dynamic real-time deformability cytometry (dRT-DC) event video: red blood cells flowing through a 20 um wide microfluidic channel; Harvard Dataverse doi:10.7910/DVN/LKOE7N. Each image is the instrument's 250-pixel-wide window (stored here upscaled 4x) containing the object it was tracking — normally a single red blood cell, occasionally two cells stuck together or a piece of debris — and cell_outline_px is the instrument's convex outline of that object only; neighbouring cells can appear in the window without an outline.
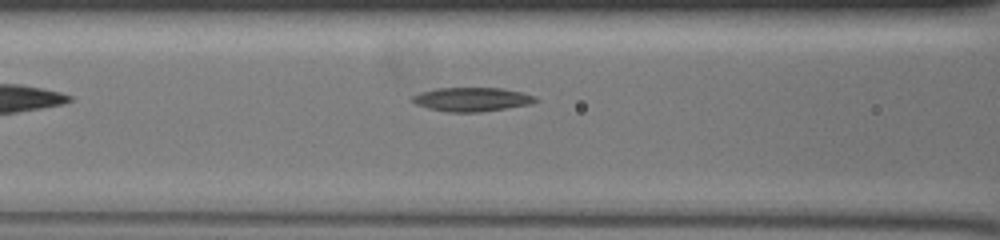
{"species": "common noctule bat (a hibernating species)", "species_latin": "Nyctalus noctula", "temperature_condition": "warm", "stored_images_in_passage": 28, "camera_frame_rate_fps": 3000, "um_per_image_px": 0.085, "animal": {"sex": "female", "body_mass_g": 19.5, "forearm_length_mm": 54.1}, "frame": {"image": 1, "passage_image": 3, "time_ms": 0.667, "image_size_px": [1000, 240], "cell_outline_px": [[540, 100], [532, 104], [476, 112], [448, 112], [428, 108], [416, 104], [412, 100], [412, 96], [420, 92], [436, 88], [504, 88], [524, 92], [536, 96]], "centroid_in_image_um": [40.15, 8.43], "position_along_channel_um": 126.4, "area_um2": 17.22}}
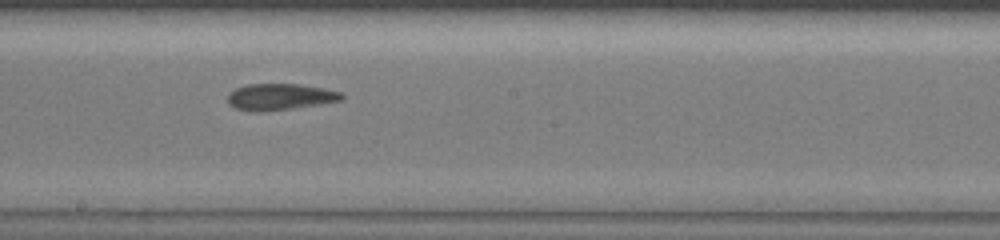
{"frame": {"image": 2, "passage_image": 11, "time_ms": 3.333, "image_size_px": [1000, 240], "cell_outline_px": [[344, 100], [292, 108], [260, 112], [252, 112], [236, 108], [228, 100], [228, 96], [236, 88], [248, 84], [300, 84], [324, 88], [340, 92], [344, 96]], "centroid_in_image_um": [23.83, 8.23], "position_along_channel_um": 224.4, "area_um2": 17.34}}
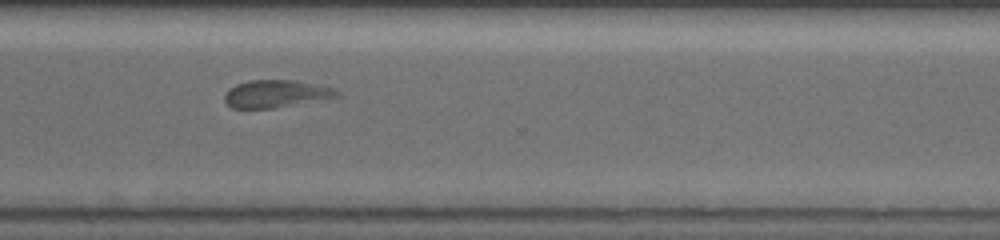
{"frame": {"image": 3, "passage_image": 21, "time_ms": 6.667, "image_size_px": [1000, 240], "cell_outline_px": [[340, 96], [332, 100], [272, 108], [232, 108], [224, 100], [224, 96], [236, 84], [248, 80], [296, 80], [332, 88], [340, 92]], "centroid_in_image_um": [23.56, 7.99], "position_along_channel_um": 347.0, "area_um2": 18.26}}